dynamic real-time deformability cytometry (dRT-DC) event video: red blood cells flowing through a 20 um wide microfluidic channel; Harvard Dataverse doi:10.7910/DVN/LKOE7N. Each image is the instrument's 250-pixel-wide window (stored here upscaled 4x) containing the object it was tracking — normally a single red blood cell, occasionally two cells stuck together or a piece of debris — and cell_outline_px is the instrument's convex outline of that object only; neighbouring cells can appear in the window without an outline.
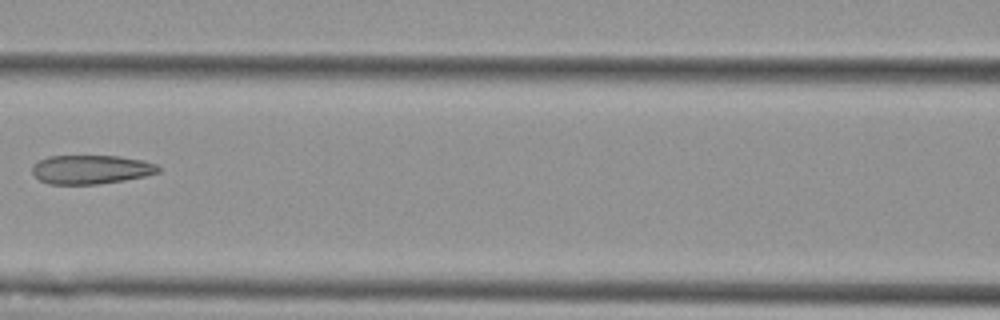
{"species": "Egyptian fruit bat (a non-hibernating species)", "species_latin": "Rousettus aegyptiacus", "temperature_condition": "cold", "stored_images_in_passage": 3, "camera_frame_rate_fps": 3000, "um_per_image_px": 0.085, "animal": {"sex": "female"}, "frame": {"image": 1, "passage_image": 3, "time_ms": 2.333, "image_size_px": [1000, 320], "cell_outline_px": [[160, 172], [144, 176], [124, 180], [96, 184], [48, 184], [40, 180], [32, 172], [32, 164], [48, 156], [120, 156], [144, 160], [156, 164], [160, 168]], "centroid_in_image_um": [7.74, 14.4], "position_along_channel_um": 158.9, "area_um2": 21.27}}